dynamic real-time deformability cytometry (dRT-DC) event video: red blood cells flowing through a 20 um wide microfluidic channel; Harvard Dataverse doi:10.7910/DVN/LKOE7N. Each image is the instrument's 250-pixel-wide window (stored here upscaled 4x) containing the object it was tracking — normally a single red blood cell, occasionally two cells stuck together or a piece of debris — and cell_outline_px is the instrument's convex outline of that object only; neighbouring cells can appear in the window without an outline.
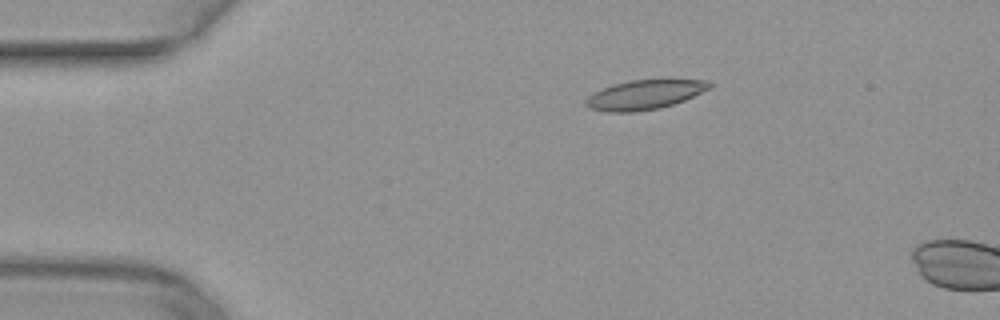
{"species": "common noctule bat (a hibernating species)", "species_latin": "Nyctalus noctula", "temperature_condition": "warm", "stored_images_in_passage": 4, "camera_frame_rate_fps": 3000, "um_per_image_px": 0.085, "animal": {"sex": "female", "body_mass_g": 29.2, "forearm_length_mm": 56.3}, "frame": {"image": 1, "passage_image": 1, "time_ms": 0.0, "image_size_px": [1000, 320], "cell_outline_px": [[712, 88], [684, 100], [660, 108], [636, 112], [604, 112], [588, 108], [584, 104], [584, 100], [588, 96], [612, 84], [628, 80], [664, 76], [668, 76], [708, 80], [712, 84]], "centroid_in_image_um": [54.87, 7.98], "position_along_channel_um": 30.1, "area_um2": 22.48}}